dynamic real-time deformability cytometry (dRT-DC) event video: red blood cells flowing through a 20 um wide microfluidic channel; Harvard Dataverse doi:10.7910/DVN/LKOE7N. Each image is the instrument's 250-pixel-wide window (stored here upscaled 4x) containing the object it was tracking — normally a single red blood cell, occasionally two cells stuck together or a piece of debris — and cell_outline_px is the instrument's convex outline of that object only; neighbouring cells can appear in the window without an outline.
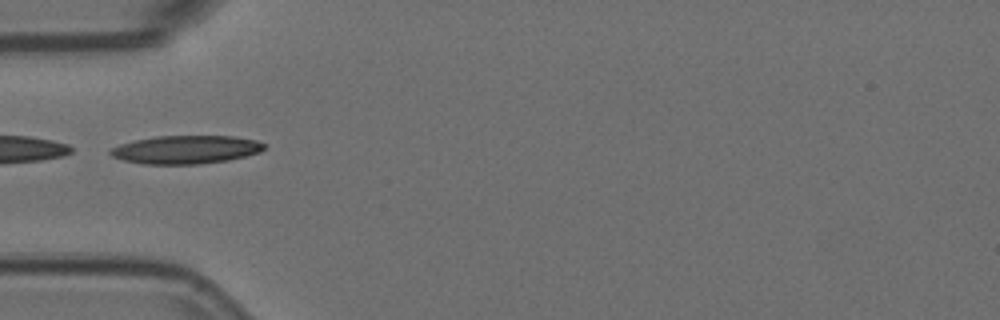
{"species": "Egyptian fruit bat (a non-hibernating species)", "species_latin": "Rousettus aegyptiacus", "temperature_condition": "room temperature", "stored_images_in_passage": 4, "camera_frame_rate_fps": 3000, "um_per_image_px": 0.085, "animal": {"sex": "female"}, "frame": {"image": 1, "passage_image": 4, "time_ms": 1.0, "image_size_px": [1000, 320], "cell_outline_px": [[268, 144], [260, 152], [228, 160], [200, 164], [144, 164], [124, 160], [112, 156], [108, 152], [112, 148], [120, 144], [136, 140], [156, 136], [236, 136], [256, 140]], "centroid_in_image_um": [15.83, 12.71], "position_along_channel_um": 69.2, "area_um2": 25.32}}